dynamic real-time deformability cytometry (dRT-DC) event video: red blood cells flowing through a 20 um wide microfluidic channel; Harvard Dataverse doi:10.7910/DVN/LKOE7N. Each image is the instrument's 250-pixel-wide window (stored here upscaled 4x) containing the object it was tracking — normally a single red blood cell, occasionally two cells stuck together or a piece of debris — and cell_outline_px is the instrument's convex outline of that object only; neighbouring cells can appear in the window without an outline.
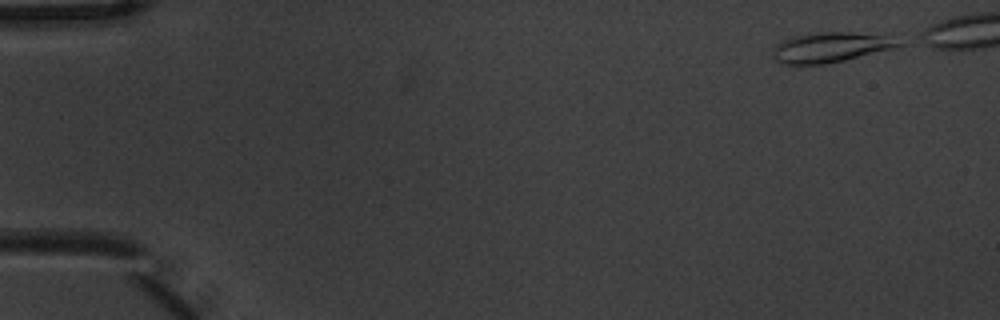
{"species": "common noctule bat (a hibernating species)", "species_latin": "Nyctalus noctula", "temperature_condition": "warm", "stored_images_in_passage": 6, "camera_frame_rate_fps": 3000, "um_per_image_px": 0.085, "animal": {"sex": "male", "body_mass_g": 20.1, "forearm_length_mm": 53.5}, "frame": {"image": 1, "passage_image": 6, "time_ms": 1.667, "image_size_px": [1000, 320], "cell_outline_px": [[904, 44], [896, 48], [844, 60], [824, 64], [780, 64], [772, 60], [772, 48], [776, 44], [792, 36], [820, 32], [892, 32]], "centroid_in_image_um": [70.72, 3.99], "position_along_channel_um": 14.3, "area_um2": 23.06}}